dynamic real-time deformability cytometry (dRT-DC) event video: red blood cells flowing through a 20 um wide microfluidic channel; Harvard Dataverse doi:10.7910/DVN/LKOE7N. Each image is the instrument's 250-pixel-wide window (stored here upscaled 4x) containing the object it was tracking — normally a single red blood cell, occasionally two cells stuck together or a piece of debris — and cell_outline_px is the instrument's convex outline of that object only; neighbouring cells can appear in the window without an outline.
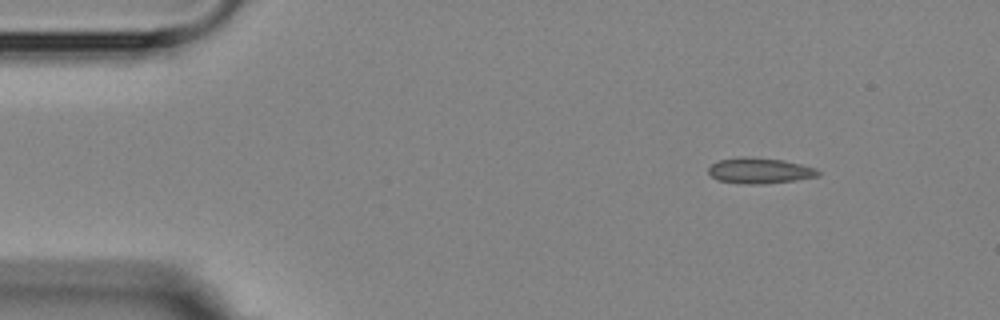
{"species": "Egyptian fruit bat (a non-hibernating species)", "species_latin": "Rousettus aegyptiacus", "temperature_condition": "room temperature", "stored_images_in_passage": 4, "camera_frame_rate_fps": 3000, "um_per_image_px": 0.085, "animal": {"sex": "female"}, "frame": {"image": 1, "passage_image": 1, "time_ms": 0.0, "image_size_px": [1000, 320], "cell_outline_px": [[820, 176], [796, 180], [760, 184], [748, 184], [716, 180], [708, 172], [708, 168], [712, 164], [720, 160], [740, 156], [784, 160], [816, 168], [820, 172]], "centroid_in_image_um": [64.58, 14.5], "position_along_channel_um": 20.4, "area_um2": 16.36}}
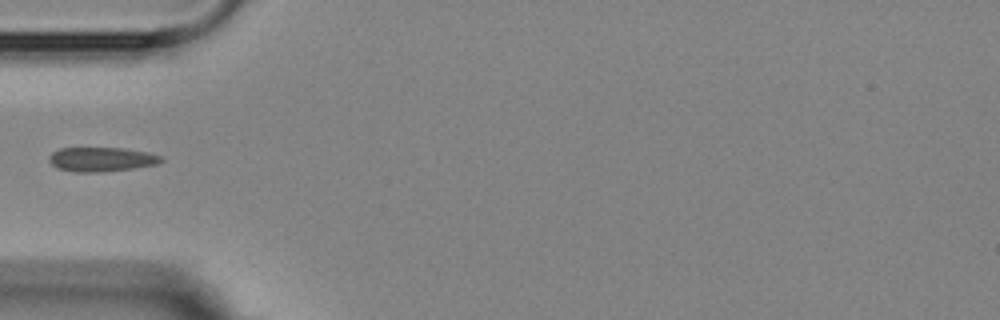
{"frame": {"image": 2, "passage_image": 4, "time_ms": 3.667, "image_size_px": [1000, 320], "cell_outline_px": [[164, 160], [156, 164], [132, 168], [100, 172], [76, 172], [56, 168], [48, 160], [48, 156], [52, 152], [60, 148], [124, 148], [148, 152], [160, 156]], "centroid_in_image_um": [8.58, 13.54], "position_along_channel_um": 76.4, "area_um2": 15.84}}